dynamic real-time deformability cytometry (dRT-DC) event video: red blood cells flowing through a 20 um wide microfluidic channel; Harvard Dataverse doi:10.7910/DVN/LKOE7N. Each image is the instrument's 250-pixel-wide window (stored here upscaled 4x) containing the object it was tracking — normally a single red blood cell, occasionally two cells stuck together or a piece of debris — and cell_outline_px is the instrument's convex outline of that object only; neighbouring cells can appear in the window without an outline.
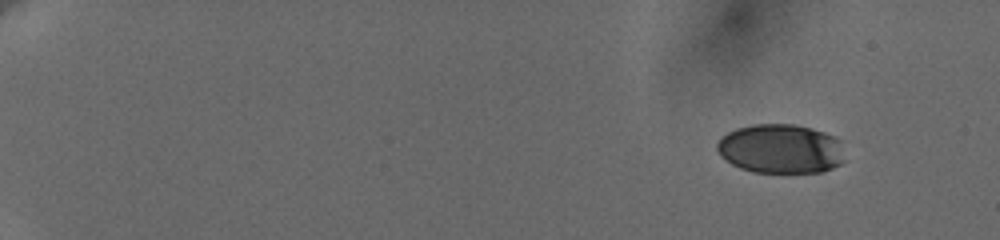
{"species": "human", "species_latin": "Homo sapiens", "temperature_condition": "cold", "stored_images_in_passage": 16, "camera_frame_rate_fps": 3000, "um_per_image_px": 0.085, "donor": {"sex": "female"}, "frame": {"image": 1, "passage_image": 6, "time_ms": 1.667, "image_size_px": [1000, 240], "cell_outline_px": [[844, 160], [840, 164], [832, 168], [820, 172], [752, 172], [740, 168], [724, 160], [720, 156], [716, 148], [716, 144], [720, 136], [736, 128], [752, 124], [796, 124], [812, 128], [836, 136], [840, 140]], "centroid_in_image_um": [66.33, 12.64], "position_along_channel_um": 18.7, "area_um2": 37.11}}